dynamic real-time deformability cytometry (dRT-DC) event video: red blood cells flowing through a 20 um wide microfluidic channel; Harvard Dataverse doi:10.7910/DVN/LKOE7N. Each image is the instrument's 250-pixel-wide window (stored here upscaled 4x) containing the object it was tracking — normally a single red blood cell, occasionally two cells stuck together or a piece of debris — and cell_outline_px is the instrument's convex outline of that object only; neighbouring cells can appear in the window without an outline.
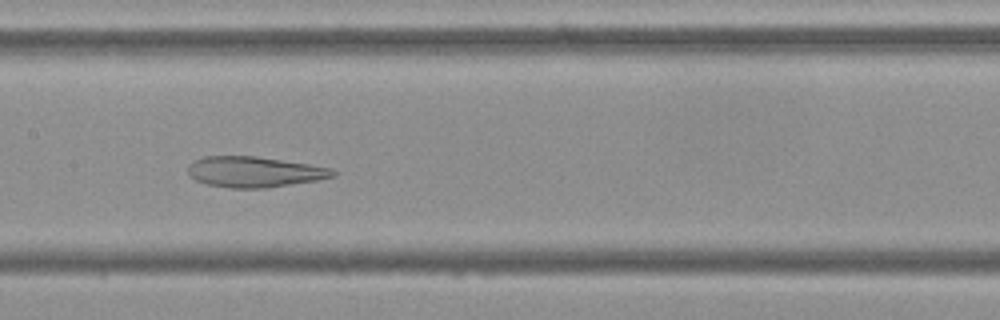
{"species": "Egyptian fruit bat (a non-hibernating species)", "species_latin": "Rousettus aegyptiacus", "temperature_condition": "cold", "stored_images_in_passage": 55, "camera_frame_rate_fps": 3000, "um_per_image_px": 0.085, "frame": {"image": 1, "passage_image": 27, "time_ms": 8.667, "image_size_px": [1000, 320], "cell_outline_px": [[336, 176], [316, 180], [264, 188], [228, 188], [208, 184], [196, 180], [188, 176], [188, 164], [192, 160], [204, 156], [256, 156], [308, 164], [332, 168], [336, 172]], "centroid_in_image_um": [21.57, 14.6], "position_along_channel_um": 185.8, "area_um2": 25.89}}
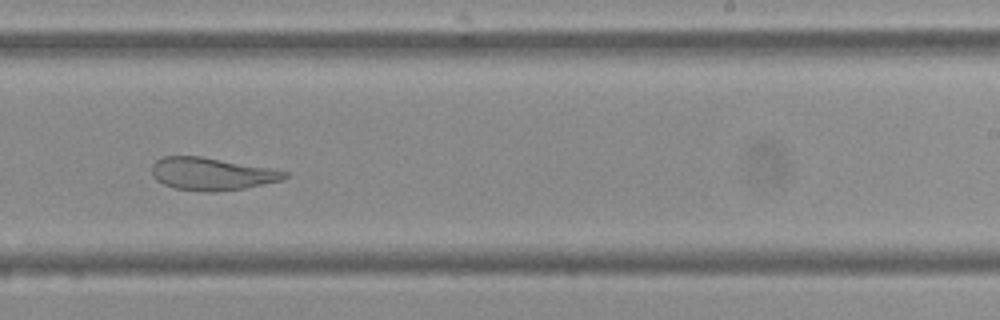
{"frame": {"image": 2, "passage_image": 34, "time_ms": 11.0, "image_size_px": [1000, 320], "cell_outline_px": [[288, 176], [280, 180], [244, 188], [212, 192], [204, 192], [172, 188], [156, 180], [152, 176], [152, 164], [156, 160], [164, 156], [200, 156], [268, 168], [288, 172]], "centroid_in_image_um": [17.92, 14.78], "position_along_channel_um": 271.1, "area_um2": 24.97}}
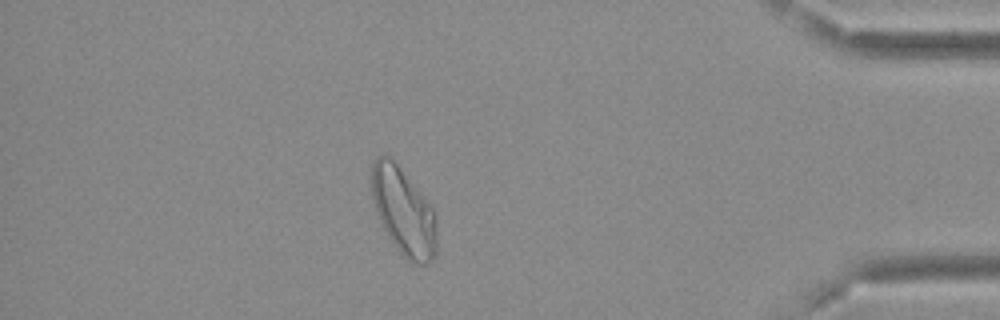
{"frame": {"image": 3, "passage_image": 48, "time_ms": 15.667, "image_size_px": [1000, 320], "cell_outline_px": [[436, 252], [432, 260], [428, 264], [412, 264], [400, 252], [388, 236], [380, 224], [376, 212], [372, 196], [372, 164], [376, 156], [384, 152], [392, 156], [436, 212]], "centroid_in_image_um": [34.29, 17.94], "position_along_channel_um": 400.9, "area_um2": 33.58}}